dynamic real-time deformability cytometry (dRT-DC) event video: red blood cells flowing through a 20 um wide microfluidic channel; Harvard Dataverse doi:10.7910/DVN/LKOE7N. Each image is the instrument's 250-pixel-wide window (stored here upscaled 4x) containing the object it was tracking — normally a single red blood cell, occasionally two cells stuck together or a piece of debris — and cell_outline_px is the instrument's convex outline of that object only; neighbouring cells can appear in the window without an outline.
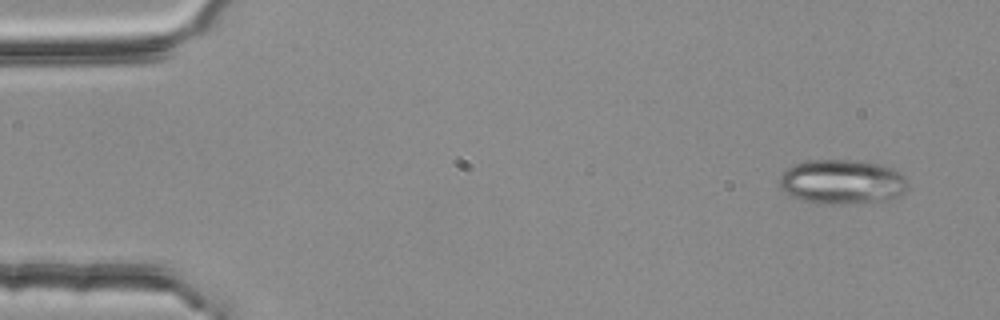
{"species": "common noctule bat (a hibernating species)", "species_latin": "Nyctalus noctula", "temperature_condition": "room temperature", "stored_images_in_passage": 3, "camera_frame_rate_fps": 3000, "um_per_image_px": 0.085, "animal": {"sex": "female", "body_mass_g": 25.1}, "frame": {"image": 1, "passage_image": 3, "time_ms": 0.667, "image_size_px": [1000, 320], "cell_outline_px": [[908, 188], [904, 192], [888, 200], [840, 204], [832, 204], [800, 200], [784, 192], [780, 188], [780, 176], [784, 168], [796, 164], [812, 160], [852, 160], [884, 164], [900, 172], [908, 180]], "centroid_in_image_um": [71.59, 15.44], "position_along_channel_um": 13.4, "area_um2": 33.47}}